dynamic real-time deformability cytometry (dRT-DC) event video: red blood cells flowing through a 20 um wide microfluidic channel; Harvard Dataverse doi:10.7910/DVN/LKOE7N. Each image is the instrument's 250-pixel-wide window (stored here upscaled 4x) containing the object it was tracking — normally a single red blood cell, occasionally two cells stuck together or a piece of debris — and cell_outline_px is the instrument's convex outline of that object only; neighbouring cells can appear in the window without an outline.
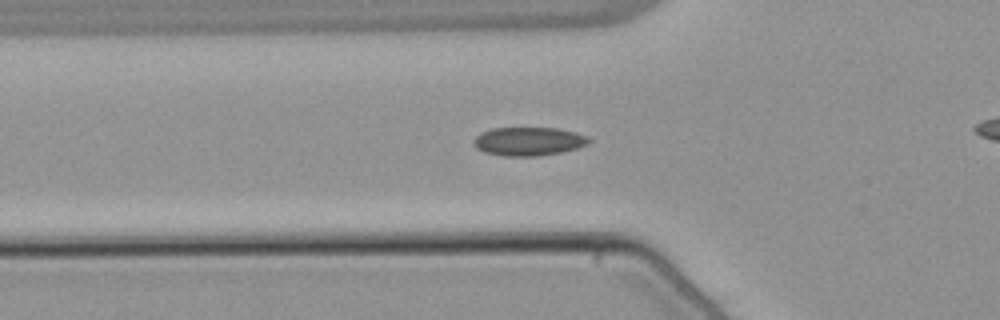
{"species": "common noctule bat (a hibernating species)", "species_latin": "Nyctalus noctula", "temperature_condition": "warm", "stored_images_in_passage": 38, "camera_frame_rate_fps": 3000, "um_per_image_px": 0.085, "animal": {"sex": "male", "body_mass_g": 21.5, "forearm_length_mm": 52.0}, "frame": {"image": 1, "passage_image": 8, "time_ms": 2.333, "image_size_px": [1000, 320], "cell_outline_px": [[592, 140], [588, 144], [576, 148], [560, 152], [536, 156], [504, 156], [484, 152], [476, 148], [472, 144], [472, 140], [480, 132], [492, 128], [556, 128], [588, 136]], "centroid_in_image_um": [44.88, 12.01], "position_along_channel_um": 80.9, "area_um2": 19.19}}
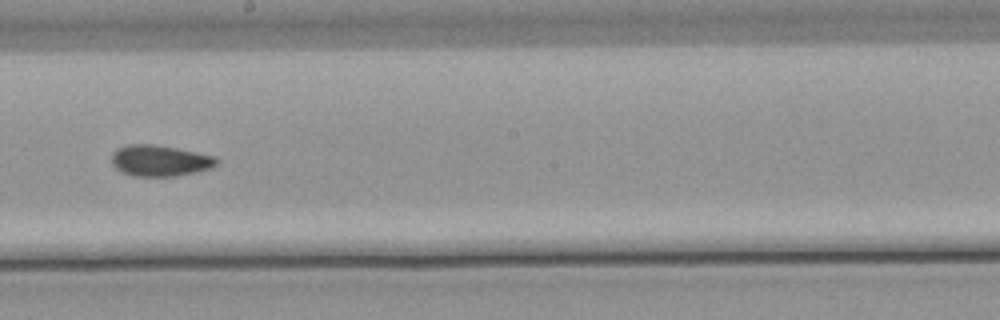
{"frame": {"image": 2, "passage_image": 20, "time_ms": 6.333, "image_size_px": [1000, 320], "cell_outline_px": [[220, 160], [212, 168], [196, 172], [176, 176], [132, 176], [120, 172], [112, 164], [112, 156], [120, 148], [128, 144], [152, 144], [176, 148], [216, 156]], "centroid_in_image_um": [13.63, 13.67], "position_along_channel_um": 234.6, "area_um2": 19.02}}
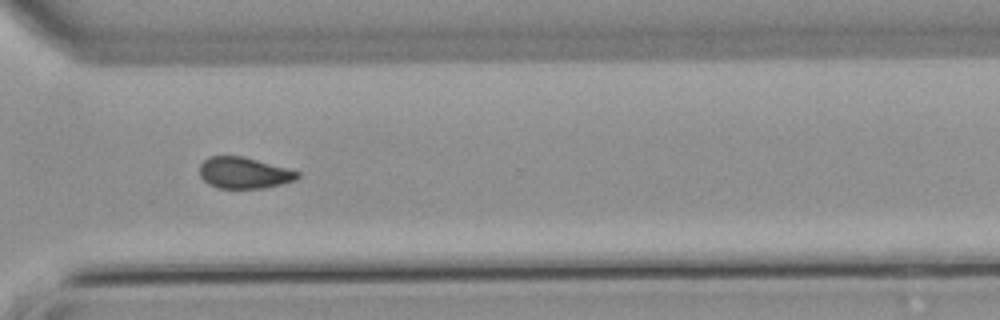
{"frame": {"image": 3, "passage_image": 29, "time_ms": 9.333, "image_size_px": [1000, 320], "cell_outline_px": [[300, 176], [296, 180], [264, 188], [220, 188], [208, 184], [200, 176], [200, 164], [208, 156], [240, 156], [256, 160], [300, 172]], "centroid_in_image_um": [20.72, 14.7], "position_along_channel_um": 349.9, "area_um2": 17.63}, "authors_computed_cell_mechanics": {"area_um2": 18.6983, "velocity_mm_per_s": 3.8393, "shape_relaxation_time_tau1_ms": null, "shape_relaxation_time_tau2_ms": 3.4466, "deformation_change_tau1": null, "deformation_change_tau2": 0.0618}}